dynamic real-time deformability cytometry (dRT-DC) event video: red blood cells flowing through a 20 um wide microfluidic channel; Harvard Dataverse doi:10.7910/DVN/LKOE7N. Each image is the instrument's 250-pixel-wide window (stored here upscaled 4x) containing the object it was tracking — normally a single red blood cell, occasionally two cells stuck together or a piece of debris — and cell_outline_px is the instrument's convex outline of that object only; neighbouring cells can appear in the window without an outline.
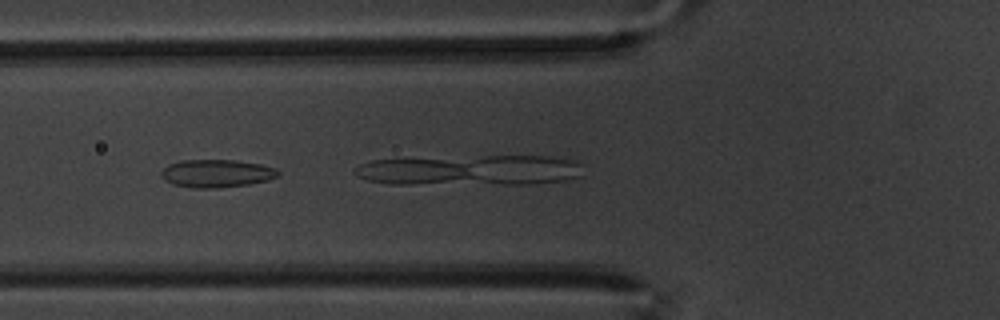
{"species": "common noctule bat (a hibernating species)", "species_latin": "Nyctalus noctula", "temperature_condition": "warm", "stored_images_in_passage": 11, "camera_frame_rate_fps": 3000, "um_per_image_px": 0.085, "animal": {"sex": "male", "body_mass_g": 20.1, "forearm_length_mm": 53.5}, "frame": {"image": 1, "passage_image": 7, "time_ms": 2.0, "image_size_px": [1000, 320], "cell_outline_px": [[280, 176], [268, 180], [248, 184], [216, 188], [192, 188], [172, 184], [164, 180], [160, 176], [160, 172], [168, 164], [180, 160], [236, 160], [260, 164], [276, 168], [280, 172]], "centroid_in_image_um": [18.39, 14.74], "position_along_channel_um": 107.4, "area_um2": 19.19}}